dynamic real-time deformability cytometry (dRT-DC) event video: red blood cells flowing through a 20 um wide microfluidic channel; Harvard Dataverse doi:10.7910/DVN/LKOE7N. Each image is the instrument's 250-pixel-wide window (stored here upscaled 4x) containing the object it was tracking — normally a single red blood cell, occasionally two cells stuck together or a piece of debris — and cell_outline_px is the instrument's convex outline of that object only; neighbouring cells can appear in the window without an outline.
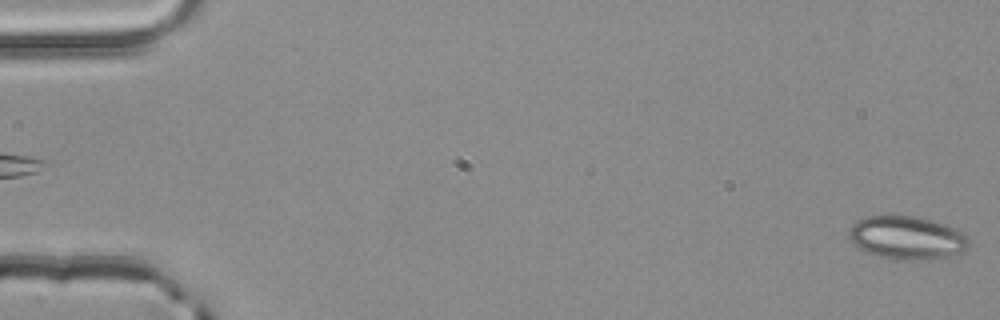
{"species": "common noctule bat (a hibernating species)", "species_latin": "Nyctalus noctula", "temperature_condition": "room temperature", "stored_images_in_passage": 3, "camera_frame_rate_fps": 3000, "um_per_image_px": 0.085, "animal": {"sex": "male", "body_mass_g": 20.4}, "frame": {"image": 1, "passage_image": 3, "time_ms": 0.667, "image_size_px": [1000, 320], "cell_outline_px": [[968, 248], [964, 252], [948, 256], [920, 260], [900, 260], [880, 256], [864, 252], [852, 244], [848, 236], [848, 232], [852, 224], [856, 220], [864, 216], [912, 216], [944, 224], [956, 228], [968, 240]], "centroid_in_image_um": [77.02, 20.22], "position_along_channel_um": 8.0, "area_um2": 30.17}}